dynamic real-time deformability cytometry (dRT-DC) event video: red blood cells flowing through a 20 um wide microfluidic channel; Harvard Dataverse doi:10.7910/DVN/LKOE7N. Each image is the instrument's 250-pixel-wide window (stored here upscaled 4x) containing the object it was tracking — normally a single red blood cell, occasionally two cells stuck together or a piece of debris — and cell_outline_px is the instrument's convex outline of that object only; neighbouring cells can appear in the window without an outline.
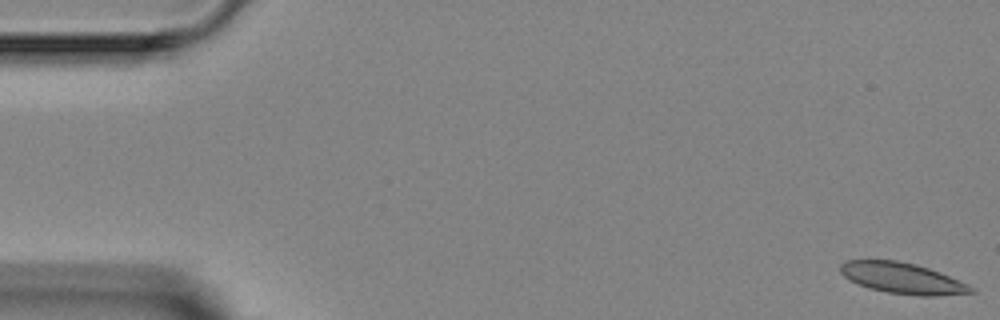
{"species": "Egyptian fruit bat (a non-hibernating species)", "species_latin": "Rousettus aegyptiacus", "temperature_condition": "room temperature", "stored_images_in_passage": 4, "camera_frame_rate_fps": 3000, "um_per_image_px": 0.085, "animal": {"sex": "female"}, "frame": {"image": 1, "passage_image": 1, "time_ms": 0.0, "image_size_px": [1000, 320], "cell_outline_px": [[976, 292], [936, 296], [920, 296], [888, 292], [868, 288], [848, 280], [840, 272], [840, 264], [848, 260], [896, 260], [916, 264], [940, 272], [968, 284], [976, 288]], "centroid_in_image_um": [76.71, 23.65], "position_along_channel_um": 8.3, "area_um2": 23.64}}